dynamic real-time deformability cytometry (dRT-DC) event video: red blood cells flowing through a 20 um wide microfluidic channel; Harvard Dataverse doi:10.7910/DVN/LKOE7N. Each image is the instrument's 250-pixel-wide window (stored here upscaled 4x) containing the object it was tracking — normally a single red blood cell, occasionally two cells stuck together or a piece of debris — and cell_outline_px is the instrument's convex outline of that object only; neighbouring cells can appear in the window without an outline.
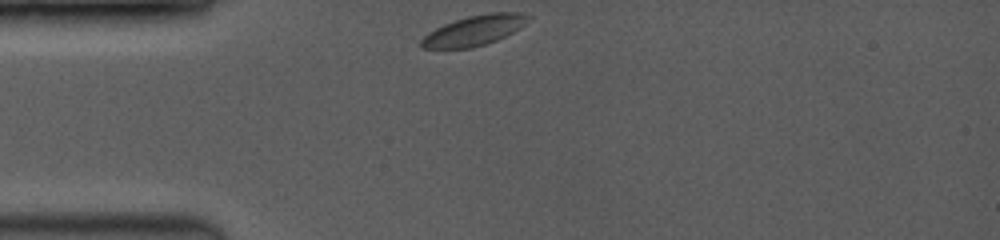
{"species": "common noctule bat (a hibernating species)", "species_latin": "Nyctalus noctula", "temperature_condition": "room temperature", "stored_images_in_passage": 20, "camera_frame_rate_fps": 3500, "um_per_image_px": 0.085, "animal": {"sex": "female", "body_mass_g": 19.0, "forearm_length_mm": 53.3}, "frame": {"image": 1, "passage_image": 1, "time_ms": 0.0, "image_size_px": [1000, 240], "cell_outline_px": [[532, 20], [520, 28], [496, 40], [472, 48], [420, 48], [420, 40], [428, 32], [444, 24], [468, 16], [492, 12], [524, 12], [532, 16]], "centroid_in_image_um": [40.36, 2.57], "position_along_channel_um": 44.6, "area_um2": 18.84}}
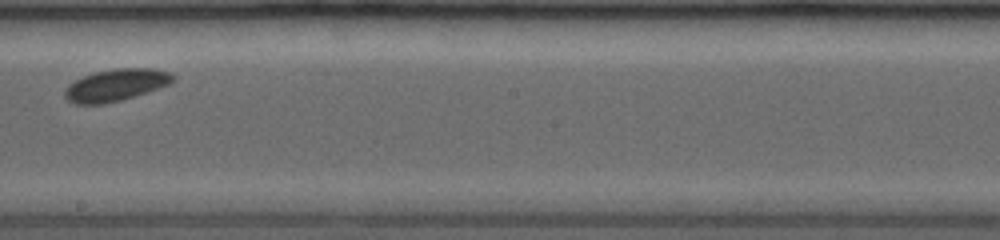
{"frame": {"image": 2, "passage_image": 12, "time_ms": 5.429, "image_size_px": [1000, 240], "cell_outline_px": [[176, 80], [168, 84], [120, 100], [104, 104], [76, 104], [68, 100], [64, 96], [64, 88], [68, 84], [84, 76], [96, 72], [116, 68], [152, 68], [172, 72], [176, 76]], "centroid_in_image_um": [9.85, 7.21], "position_along_channel_um": 238.4, "area_um2": 20.0}}
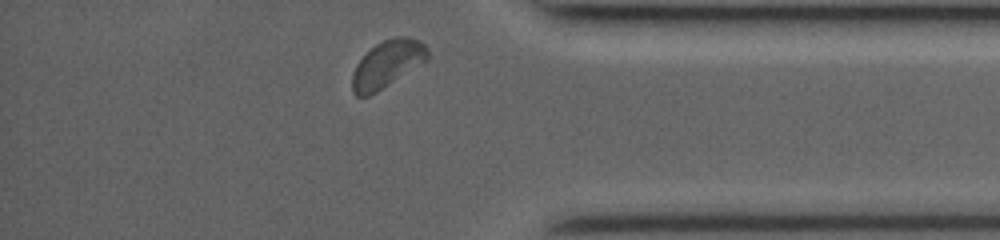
{"frame": {"image": 3, "passage_image": 20, "time_ms": 9.714, "image_size_px": [1000, 240], "cell_outline_px": [[428, 60], [376, 92], [368, 96], [356, 96], [352, 92], [352, 72], [356, 64], [376, 44], [384, 40], [396, 36], [408, 36], [420, 40], [428, 48]], "centroid_in_image_um": [32.93, 5.43], "position_along_channel_um": 402.3, "area_um2": 20.58}}